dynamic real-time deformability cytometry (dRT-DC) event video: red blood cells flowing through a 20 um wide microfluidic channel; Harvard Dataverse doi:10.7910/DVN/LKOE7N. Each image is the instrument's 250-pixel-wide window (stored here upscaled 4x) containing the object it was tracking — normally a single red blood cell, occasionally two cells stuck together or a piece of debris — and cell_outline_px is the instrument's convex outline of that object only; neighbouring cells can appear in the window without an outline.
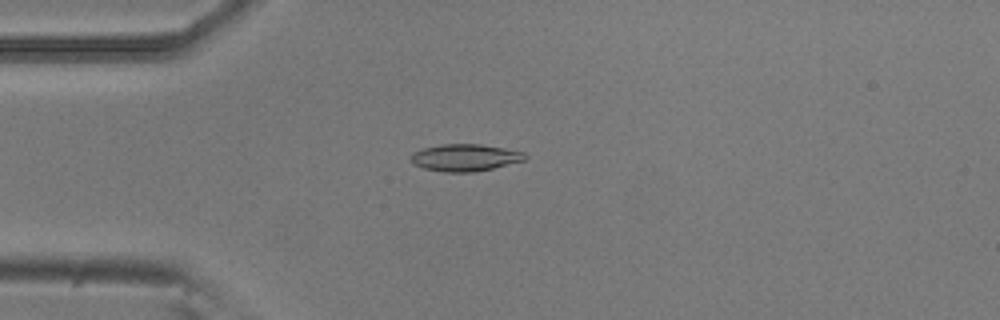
{"species": "common noctule bat (a hibernating species)", "species_latin": "Nyctalus noctula", "temperature_condition": "room temperature", "stored_images_in_passage": 4, "camera_frame_rate_fps": 3000, "um_per_image_px": 0.085, "animal": {"sex": "male", "body_mass_g": 20.5, "forearm_length_mm": 52.5}, "frame": {"image": 1, "passage_image": 4, "time_ms": 1.0, "image_size_px": [1000, 320], "cell_outline_px": [[528, 156], [524, 160], [492, 168], [472, 172], [444, 172], [424, 168], [412, 164], [408, 156], [412, 152], [424, 148], [440, 144], [480, 144], [504, 148], [524, 152]], "centroid_in_image_um": [39.47, 13.39], "position_along_channel_um": 45.5, "area_um2": 18.03}}